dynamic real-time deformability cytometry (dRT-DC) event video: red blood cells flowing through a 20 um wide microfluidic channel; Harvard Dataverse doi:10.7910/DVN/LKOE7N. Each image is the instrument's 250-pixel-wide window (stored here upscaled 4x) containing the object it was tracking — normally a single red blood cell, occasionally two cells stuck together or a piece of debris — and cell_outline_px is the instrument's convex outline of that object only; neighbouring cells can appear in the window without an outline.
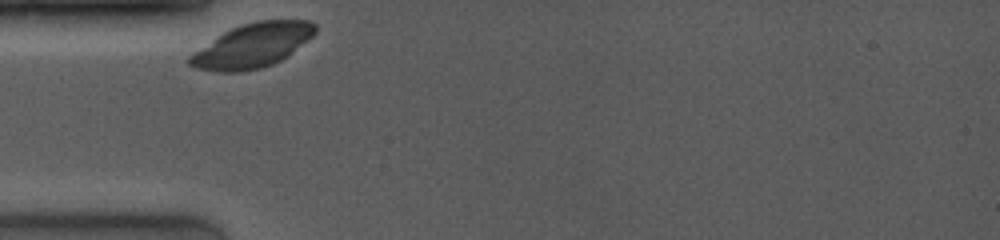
{"species": "common noctule bat (a hibernating species)", "species_latin": "Nyctalus noctula", "temperature_condition": "room temperature", "stored_images_in_passage": 2, "camera_frame_rate_fps": 4000, "um_per_image_px": 0.085, "animal": {"sex": "female", "body_mass_g": 19.0, "forearm_length_mm": 53.3}, "frame": {"image": 1, "passage_image": 1, "time_ms": 0.0, "image_size_px": [1000, 240], "cell_outline_px": [[316, 32], [312, 36], [280, 60], [272, 64], [260, 68], [240, 72], [216, 72], [196, 68], [188, 64], [188, 56], [192, 52], [216, 36], [240, 24], [256, 20], [308, 20], [316, 24]], "centroid_in_image_um": [21.4, 3.87], "position_along_channel_um": 63.6, "area_um2": 32.19}}